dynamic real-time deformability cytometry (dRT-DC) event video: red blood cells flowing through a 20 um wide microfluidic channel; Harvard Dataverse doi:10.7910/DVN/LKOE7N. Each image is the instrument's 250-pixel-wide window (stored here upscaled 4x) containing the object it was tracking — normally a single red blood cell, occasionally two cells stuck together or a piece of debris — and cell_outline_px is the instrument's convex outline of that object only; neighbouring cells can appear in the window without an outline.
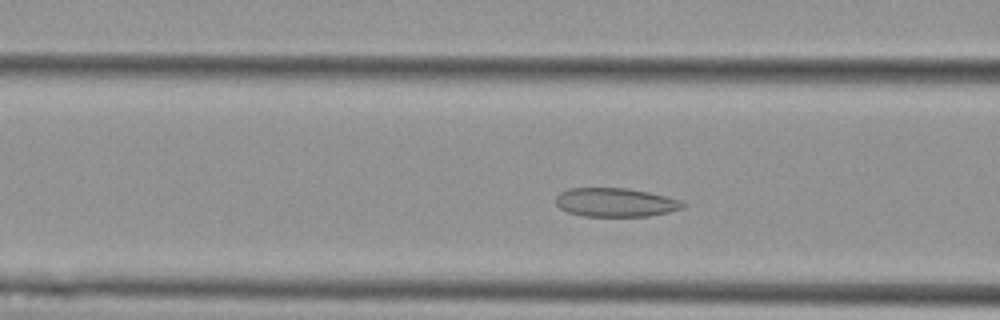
{"species": "Egyptian fruit bat (a non-hibernating species)", "species_latin": "Rousettus aegyptiacus", "temperature_condition": "cold", "stored_images_in_passage": 41, "camera_frame_rate_fps": 3000, "um_per_image_px": 0.085, "animal": {"sex": "female"}, "frame": {"image": 1, "passage_image": 8, "time_ms": 2.333, "image_size_px": [1000, 320], "cell_outline_px": [[684, 208], [668, 212], [648, 216], [584, 216], [568, 212], [560, 208], [556, 204], [556, 196], [560, 192], [568, 188], [628, 188], [648, 192], [680, 200], [684, 204]], "centroid_in_image_um": [52.29, 17.2], "position_along_channel_um": 114.3, "area_um2": 21.21}}
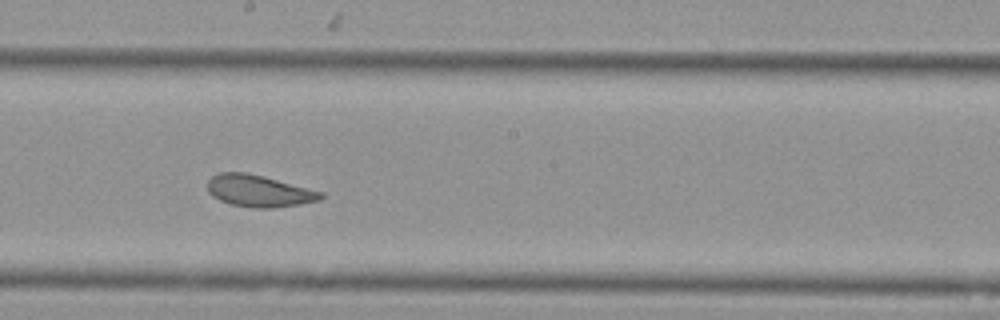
{"frame": {"image": 2, "passage_image": 17, "time_ms": 5.333, "image_size_px": [1000, 320], "cell_outline_px": [[324, 196], [320, 200], [300, 204], [272, 208], [252, 208], [232, 204], [220, 200], [212, 196], [208, 192], [208, 180], [212, 176], [220, 172], [248, 172], [264, 176], [324, 192]], "centroid_in_image_um": [22.02, 16.22], "position_along_channel_um": 226.2, "area_um2": 21.1}}
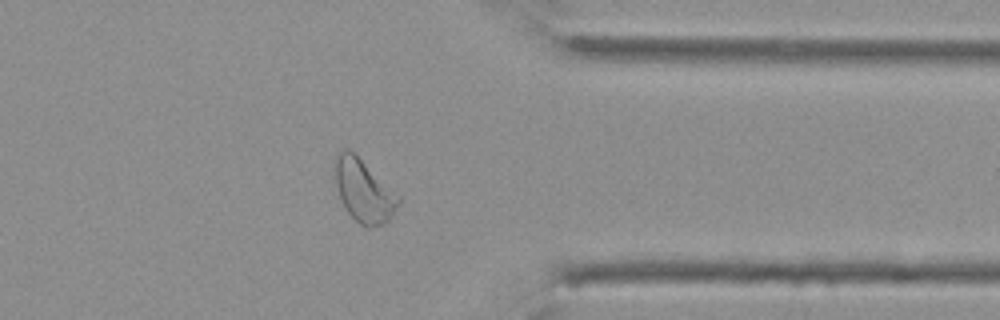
{"frame": {"image": 3, "passage_image": 30, "time_ms": 9.667, "image_size_px": [1000, 320], "cell_outline_px": [[400, 200], [388, 220], [384, 224], [368, 228], [364, 228], [344, 208], [340, 200], [332, 172], [332, 160], [344, 148], [348, 148], [400, 196]], "centroid_in_image_um": [30.84, 16.2], "position_along_channel_um": 380.6, "area_um2": 23.24}, "authors_computed_cell_mechanics": {"area_um2": 21.6172, "velocity_mm_per_s": 3.743, "shape_relaxation_time_tau1_ms": null, "shape_relaxation_time_tau2_ms": 2.2401, "deformation_change_tau1": null, "deformation_change_tau2": 0.0805}}